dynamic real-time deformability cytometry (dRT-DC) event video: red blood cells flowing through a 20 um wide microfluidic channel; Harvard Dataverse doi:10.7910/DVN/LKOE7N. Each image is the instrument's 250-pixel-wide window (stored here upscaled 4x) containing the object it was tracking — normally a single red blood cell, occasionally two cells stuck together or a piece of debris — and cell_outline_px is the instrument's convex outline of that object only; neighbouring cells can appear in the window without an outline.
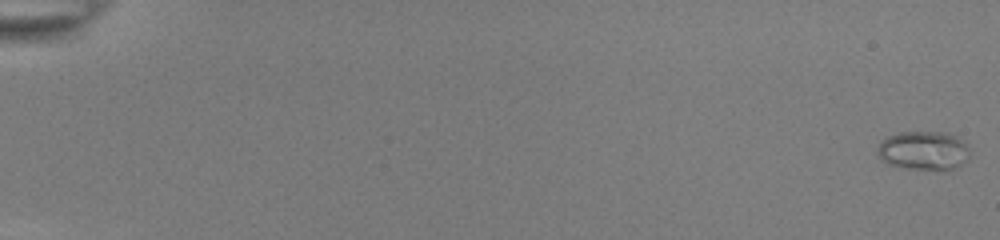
{"species": "common noctule bat (a hibernating species)", "species_latin": "Nyctalus noctula", "temperature_condition": "room temperature", "stored_images_in_passage": 54, "camera_frame_rate_fps": 3000, "um_per_image_px": 0.085, "animal": {"sex": "female", "body_mass_g": 22.0, "forearm_length_mm": 56.7}, "frame": {"image": 1, "passage_image": 1, "time_ms": 0.0, "image_size_px": [1000, 240], "cell_outline_px": [[968, 156], [956, 168], [908, 168], [888, 164], [880, 160], [876, 148], [888, 136], [900, 132], [944, 132], [956, 136], [964, 140], [968, 148]], "centroid_in_image_um": [78.47, 12.77], "position_along_channel_um": 6.5, "area_um2": 20.46}}
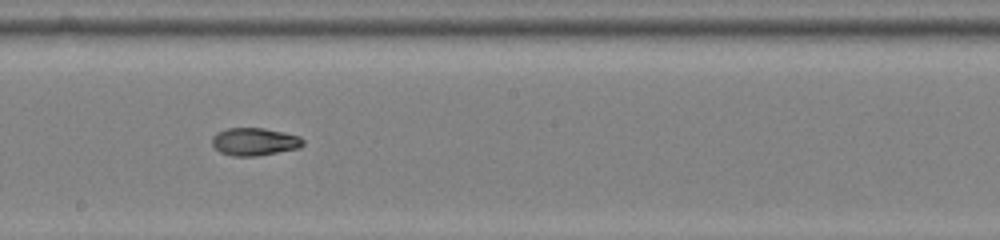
{"frame": {"image": 2, "passage_image": 33, "time_ms": 10.667, "image_size_px": [1000, 240], "cell_outline_px": [[304, 144], [300, 148], [256, 156], [232, 156], [220, 152], [212, 144], [212, 136], [216, 132], [228, 128], [264, 128], [284, 132], [300, 136], [304, 140]], "centroid_in_image_um": [21.64, 12.04], "position_along_channel_um": 226.6, "area_um2": 14.8}}
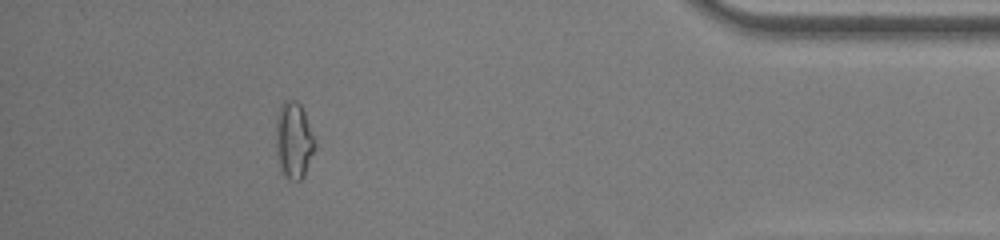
{"frame": {"image": 3, "passage_image": 50, "time_ms": 16.333, "image_size_px": [1000, 240], "cell_outline_px": [[316, 148], [304, 176], [300, 180], [288, 180], [280, 172], [276, 148], [276, 116], [284, 100], [296, 100], [300, 104], [304, 112], [316, 144]], "centroid_in_image_um": [24.96, 11.96], "position_along_channel_um": 410.2, "area_um2": 17.51}, "authors_computed_cell_mechanics": {"area_um2": 15.7216, "velocity_mm_per_s": 3.9046, "shape_relaxation_time_tau1_ms": 9.1882, "shape_relaxation_time_tau2_ms": 2.5419, "deformation_change_tau1": 0.2514, "deformation_change_tau2": 0.0673}}